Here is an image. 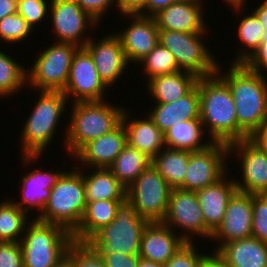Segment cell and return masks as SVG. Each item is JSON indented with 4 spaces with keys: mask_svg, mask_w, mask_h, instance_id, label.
Segmentation results:
<instances>
[{
    "mask_svg": "<svg viewBox=\"0 0 267 267\" xmlns=\"http://www.w3.org/2000/svg\"><path fill=\"white\" fill-rule=\"evenodd\" d=\"M253 13L258 17V20L264 28L262 41H267V0L258 4V7L254 8Z\"/></svg>",
    "mask_w": 267,
    "mask_h": 267,
    "instance_id": "c3c4849f",
    "label": "cell"
},
{
    "mask_svg": "<svg viewBox=\"0 0 267 267\" xmlns=\"http://www.w3.org/2000/svg\"><path fill=\"white\" fill-rule=\"evenodd\" d=\"M225 1L228 6L232 7L235 12L242 13L243 7L245 6L247 0H222ZM241 11V12H240Z\"/></svg>",
    "mask_w": 267,
    "mask_h": 267,
    "instance_id": "f5cc1de1",
    "label": "cell"
},
{
    "mask_svg": "<svg viewBox=\"0 0 267 267\" xmlns=\"http://www.w3.org/2000/svg\"><path fill=\"white\" fill-rule=\"evenodd\" d=\"M229 176L226 173L215 183L196 191L205 224L212 232L222 223L229 199L237 190L234 178Z\"/></svg>",
    "mask_w": 267,
    "mask_h": 267,
    "instance_id": "603a6c76",
    "label": "cell"
},
{
    "mask_svg": "<svg viewBox=\"0 0 267 267\" xmlns=\"http://www.w3.org/2000/svg\"><path fill=\"white\" fill-rule=\"evenodd\" d=\"M203 267H231L217 252L206 253Z\"/></svg>",
    "mask_w": 267,
    "mask_h": 267,
    "instance_id": "f907efd6",
    "label": "cell"
},
{
    "mask_svg": "<svg viewBox=\"0 0 267 267\" xmlns=\"http://www.w3.org/2000/svg\"><path fill=\"white\" fill-rule=\"evenodd\" d=\"M237 27L238 41L241 43L242 48H239L238 54L235 56L232 63H243L254 52L262 42V33L264 28L258 17L251 12L248 15H242Z\"/></svg>",
    "mask_w": 267,
    "mask_h": 267,
    "instance_id": "e575fe53",
    "label": "cell"
},
{
    "mask_svg": "<svg viewBox=\"0 0 267 267\" xmlns=\"http://www.w3.org/2000/svg\"><path fill=\"white\" fill-rule=\"evenodd\" d=\"M37 94L33 110L20 132V157L24 167L30 166L45 153L67 110L68 99L63 91H39Z\"/></svg>",
    "mask_w": 267,
    "mask_h": 267,
    "instance_id": "7a4b0ae2",
    "label": "cell"
},
{
    "mask_svg": "<svg viewBox=\"0 0 267 267\" xmlns=\"http://www.w3.org/2000/svg\"><path fill=\"white\" fill-rule=\"evenodd\" d=\"M252 235V194L236 190L230 197L222 223L212 233L210 240L217 241L213 251L223 244L246 239Z\"/></svg>",
    "mask_w": 267,
    "mask_h": 267,
    "instance_id": "2e32d148",
    "label": "cell"
},
{
    "mask_svg": "<svg viewBox=\"0 0 267 267\" xmlns=\"http://www.w3.org/2000/svg\"><path fill=\"white\" fill-rule=\"evenodd\" d=\"M75 167L83 175L86 201L126 199V188L108 168H91V174H87L84 168L82 170L77 164Z\"/></svg>",
    "mask_w": 267,
    "mask_h": 267,
    "instance_id": "f1b7e54d",
    "label": "cell"
},
{
    "mask_svg": "<svg viewBox=\"0 0 267 267\" xmlns=\"http://www.w3.org/2000/svg\"><path fill=\"white\" fill-rule=\"evenodd\" d=\"M202 121L200 119H191L180 122L172 126L166 133V147L180 149L186 151H198L205 149L212 141L207 139V142L202 141L205 135ZM204 137V138H203Z\"/></svg>",
    "mask_w": 267,
    "mask_h": 267,
    "instance_id": "f546056e",
    "label": "cell"
},
{
    "mask_svg": "<svg viewBox=\"0 0 267 267\" xmlns=\"http://www.w3.org/2000/svg\"><path fill=\"white\" fill-rule=\"evenodd\" d=\"M172 3H174V0H148L147 4L137 14L153 17Z\"/></svg>",
    "mask_w": 267,
    "mask_h": 267,
    "instance_id": "7dc6e473",
    "label": "cell"
},
{
    "mask_svg": "<svg viewBox=\"0 0 267 267\" xmlns=\"http://www.w3.org/2000/svg\"><path fill=\"white\" fill-rule=\"evenodd\" d=\"M190 151L164 147L153 159L152 165L172 188L184 183Z\"/></svg>",
    "mask_w": 267,
    "mask_h": 267,
    "instance_id": "4dcf8cb0",
    "label": "cell"
},
{
    "mask_svg": "<svg viewBox=\"0 0 267 267\" xmlns=\"http://www.w3.org/2000/svg\"><path fill=\"white\" fill-rule=\"evenodd\" d=\"M53 267H74L72 259L66 254Z\"/></svg>",
    "mask_w": 267,
    "mask_h": 267,
    "instance_id": "db71d44e",
    "label": "cell"
},
{
    "mask_svg": "<svg viewBox=\"0 0 267 267\" xmlns=\"http://www.w3.org/2000/svg\"><path fill=\"white\" fill-rule=\"evenodd\" d=\"M127 144L126 132L121 123L112 132L105 134L85 144L72 158H75L79 167L109 168L116 157Z\"/></svg>",
    "mask_w": 267,
    "mask_h": 267,
    "instance_id": "ffe728a7",
    "label": "cell"
},
{
    "mask_svg": "<svg viewBox=\"0 0 267 267\" xmlns=\"http://www.w3.org/2000/svg\"><path fill=\"white\" fill-rule=\"evenodd\" d=\"M123 201H87L81 222L72 233L73 240L87 242L102 227L109 225L115 219L117 208Z\"/></svg>",
    "mask_w": 267,
    "mask_h": 267,
    "instance_id": "83f0119b",
    "label": "cell"
},
{
    "mask_svg": "<svg viewBox=\"0 0 267 267\" xmlns=\"http://www.w3.org/2000/svg\"><path fill=\"white\" fill-rule=\"evenodd\" d=\"M49 0H18L17 13L20 14L34 31V27L49 15Z\"/></svg>",
    "mask_w": 267,
    "mask_h": 267,
    "instance_id": "ab89813d",
    "label": "cell"
},
{
    "mask_svg": "<svg viewBox=\"0 0 267 267\" xmlns=\"http://www.w3.org/2000/svg\"><path fill=\"white\" fill-rule=\"evenodd\" d=\"M200 120L212 142L237 141L236 107L228 84L217 74L198 78Z\"/></svg>",
    "mask_w": 267,
    "mask_h": 267,
    "instance_id": "3957f363",
    "label": "cell"
},
{
    "mask_svg": "<svg viewBox=\"0 0 267 267\" xmlns=\"http://www.w3.org/2000/svg\"><path fill=\"white\" fill-rule=\"evenodd\" d=\"M229 156L240 160L242 180L235 179L237 190L249 194H267V153L250 138L228 144Z\"/></svg>",
    "mask_w": 267,
    "mask_h": 267,
    "instance_id": "9a60e30c",
    "label": "cell"
},
{
    "mask_svg": "<svg viewBox=\"0 0 267 267\" xmlns=\"http://www.w3.org/2000/svg\"><path fill=\"white\" fill-rule=\"evenodd\" d=\"M204 0H174V2H203Z\"/></svg>",
    "mask_w": 267,
    "mask_h": 267,
    "instance_id": "9f6ffc18",
    "label": "cell"
},
{
    "mask_svg": "<svg viewBox=\"0 0 267 267\" xmlns=\"http://www.w3.org/2000/svg\"><path fill=\"white\" fill-rule=\"evenodd\" d=\"M250 139L267 153V122H265Z\"/></svg>",
    "mask_w": 267,
    "mask_h": 267,
    "instance_id": "681fc988",
    "label": "cell"
},
{
    "mask_svg": "<svg viewBox=\"0 0 267 267\" xmlns=\"http://www.w3.org/2000/svg\"><path fill=\"white\" fill-rule=\"evenodd\" d=\"M49 17L56 42L72 43L84 47L91 36L87 30H95L100 24L84 11L75 0H50ZM97 26V27H96ZM94 28V29H93ZM87 36H86V35Z\"/></svg>",
    "mask_w": 267,
    "mask_h": 267,
    "instance_id": "7c38bea8",
    "label": "cell"
},
{
    "mask_svg": "<svg viewBox=\"0 0 267 267\" xmlns=\"http://www.w3.org/2000/svg\"><path fill=\"white\" fill-rule=\"evenodd\" d=\"M18 0H0V20L17 12Z\"/></svg>",
    "mask_w": 267,
    "mask_h": 267,
    "instance_id": "816d5d0a",
    "label": "cell"
},
{
    "mask_svg": "<svg viewBox=\"0 0 267 267\" xmlns=\"http://www.w3.org/2000/svg\"><path fill=\"white\" fill-rule=\"evenodd\" d=\"M32 31L25 19L17 12L0 20V41L7 45L27 40Z\"/></svg>",
    "mask_w": 267,
    "mask_h": 267,
    "instance_id": "8d00e7d4",
    "label": "cell"
},
{
    "mask_svg": "<svg viewBox=\"0 0 267 267\" xmlns=\"http://www.w3.org/2000/svg\"><path fill=\"white\" fill-rule=\"evenodd\" d=\"M184 243L178 232L162 222H151L143 230L139 256L164 265Z\"/></svg>",
    "mask_w": 267,
    "mask_h": 267,
    "instance_id": "7402d4cb",
    "label": "cell"
},
{
    "mask_svg": "<svg viewBox=\"0 0 267 267\" xmlns=\"http://www.w3.org/2000/svg\"><path fill=\"white\" fill-rule=\"evenodd\" d=\"M242 64L253 72L267 75V41H262Z\"/></svg>",
    "mask_w": 267,
    "mask_h": 267,
    "instance_id": "ee69618b",
    "label": "cell"
},
{
    "mask_svg": "<svg viewBox=\"0 0 267 267\" xmlns=\"http://www.w3.org/2000/svg\"><path fill=\"white\" fill-rule=\"evenodd\" d=\"M131 20L122 32H115L121 41L128 63L138 64L159 43L154 17L140 14H121Z\"/></svg>",
    "mask_w": 267,
    "mask_h": 267,
    "instance_id": "ac0fdd59",
    "label": "cell"
},
{
    "mask_svg": "<svg viewBox=\"0 0 267 267\" xmlns=\"http://www.w3.org/2000/svg\"><path fill=\"white\" fill-rule=\"evenodd\" d=\"M81 8L90 14L97 22H102L106 11L114 4L117 8V0H75ZM112 5V6H111Z\"/></svg>",
    "mask_w": 267,
    "mask_h": 267,
    "instance_id": "7bdbcfd3",
    "label": "cell"
},
{
    "mask_svg": "<svg viewBox=\"0 0 267 267\" xmlns=\"http://www.w3.org/2000/svg\"><path fill=\"white\" fill-rule=\"evenodd\" d=\"M172 187L151 164L126 189V199L149 223L162 222L166 216Z\"/></svg>",
    "mask_w": 267,
    "mask_h": 267,
    "instance_id": "30bf717a",
    "label": "cell"
},
{
    "mask_svg": "<svg viewBox=\"0 0 267 267\" xmlns=\"http://www.w3.org/2000/svg\"><path fill=\"white\" fill-rule=\"evenodd\" d=\"M197 80L194 74L185 71L158 75L147 81L146 91L153 97L155 104L171 103L186 95Z\"/></svg>",
    "mask_w": 267,
    "mask_h": 267,
    "instance_id": "4316f807",
    "label": "cell"
},
{
    "mask_svg": "<svg viewBox=\"0 0 267 267\" xmlns=\"http://www.w3.org/2000/svg\"><path fill=\"white\" fill-rule=\"evenodd\" d=\"M148 0H117V9L121 14H137Z\"/></svg>",
    "mask_w": 267,
    "mask_h": 267,
    "instance_id": "bcb514c9",
    "label": "cell"
},
{
    "mask_svg": "<svg viewBox=\"0 0 267 267\" xmlns=\"http://www.w3.org/2000/svg\"><path fill=\"white\" fill-rule=\"evenodd\" d=\"M162 223L173 231L181 230L178 235L185 242H193V235L211 239L213 233L205 224L196 191L172 188L167 213Z\"/></svg>",
    "mask_w": 267,
    "mask_h": 267,
    "instance_id": "8fae6325",
    "label": "cell"
},
{
    "mask_svg": "<svg viewBox=\"0 0 267 267\" xmlns=\"http://www.w3.org/2000/svg\"><path fill=\"white\" fill-rule=\"evenodd\" d=\"M66 254L72 259L74 267H106L101 254L88 242L73 240Z\"/></svg>",
    "mask_w": 267,
    "mask_h": 267,
    "instance_id": "74e56055",
    "label": "cell"
},
{
    "mask_svg": "<svg viewBox=\"0 0 267 267\" xmlns=\"http://www.w3.org/2000/svg\"><path fill=\"white\" fill-rule=\"evenodd\" d=\"M107 35V36H106ZM100 40L89 39L84 48L90 53L102 81L113 87L129 66L120 39L111 32ZM96 40V41H95ZM113 85V86H112Z\"/></svg>",
    "mask_w": 267,
    "mask_h": 267,
    "instance_id": "e0dca14e",
    "label": "cell"
},
{
    "mask_svg": "<svg viewBox=\"0 0 267 267\" xmlns=\"http://www.w3.org/2000/svg\"><path fill=\"white\" fill-rule=\"evenodd\" d=\"M148 223L125 199L117 208L115 219L87 242L98 252L139 255L142 233Z\"/></svg>",
    "mask_w": 267,
    "mask_h": 267,
    "instance_id": "52a82bcc",
    "label": "cell"
},
{
    "mask_svg": "<svg viewBox=\"0 0 267 267\" xmlns=\"http://www.w3.org/2000/svg\"><path fill=\"white\" fill-rule=\"evenodd\" d=\"M267 243V194H252V235Z\"/></svg>",
    "mask_w": 267,
    "mask_h": 267,
    "instance_id": "f35d334b",
    "label": "cell"
},
{
    "mask_svg": "<svg viewBox=\"0 0 267 267\" xmlns=\"http://www.w3.org/2000/svg\"><path fill=\"white\" fill-rule=\"evenodd\" d=\"M82 173L73 165L65 171L51 189L50 198L40 215V221L62 226L71 234L79 226L86 208Z\"/></svg>",
    "mask_w": 267,
    "mask_h": 267,
    "instance_id": "5b68a950",
    "label": "cell"
},
{
    "mask_svg": "<svg viewBox=\"0 0 267 267\" xmlns=\"http://www.w3.org/2000/svg\"><path fill=\"white\" fill-rule=\"evenodd\" d=\"M72 234L62 226L33 218L20 242L24 267H53L66 255Z\"/></svg>",
    "mask_w": 267,
    "mask_h": 267,
    "instance_id": "8992f818",
    "label": "cell"
},
{
    "mask_svg": "<svg viewBox=\"0 0 267 267\" xmlns=\"http://www.w3.org/2000/svg\"><path fill=\"white\" fill-rule=\"evenodd\" d=\"M28 216L12 199L0 201V242H21Z\"/></svg>",
    "mask_w": 267,
    "mask_h": 267,
    "instance_id": "d6a6232c",
    "label": "cell"
},
{
    "mask_svg": "<svg viewBox=\"0 0 267 267\" xmlns=\"http://www.w3.org/2000/svg\"><path fill=\"white\" fill-rule=\"evenodd\" d=\"M149 109V117L156 126L166 133L172 126L191 119H200V95L196 85L175 102L155 104Z\"/></svg>",
    "mask_w": 267,
    "mask_h": 267,
    "instance_id": "d4e9b609",
    "label": "cell"
},
{
    "mask_svg": "<svg viewBox=\"0 0 267 267\" xmlns=\"http://www.w3.org/2000/svg\"><path fill=\"white\" fill-rule=\"evenodd\" d=\"M217 74L228 84L236 107L237 141L250 138L267 122V76L247 69L242 63H230Z\"/></svg>",
    "mask_w": 267,
    "mask_h": 267,
    "instance_id": "6da1fadb",
    "label": "cell"
},
{
    "mask_svg": "<svg viewBox=\"0 0 267 267\" xmlns=\"http://www.w3.org/2000/svg\"><path fill=\"white\" fill-rule=\"evenodd\" d=\"M216 252L231 267H267V243L257 238L227 242Z\"/></svg>",
    "mask_w": 267,
    "mask_h": 267,
    "instance_id": "484cf974",
    "label": "cell"
},
{
    "mask_svg": "<svg viewBox=\"0 0 267 267\" xmlns=\"http://www.w3.org/2000/svg\"><path fill=\"white\" fill-rule=\"evenodd\" d=\"M128 110L130 109L125 108L121 121L125 128L127 144L153 159L166 147L164 133L149 115H145L144 119H131L132 112Z\"/></svg>",
    "mask_w": 267,
    "mask_h": 267,
    "instance_id": "cb8c5ba5",
    "label": "cell"
},
{
    "mask_svg": "<svg viewBox=\"0 0 267 267\" xmlns=\"http://www.w3.org/2000/svg\"><path fill=\"white\" fill-rule=\"evenodd\" d=\"M204 35L206 34L159 29L158 41L174 55L180 71L203 78L214 75L220 65L203 41Z\"/></svg>",
    "mask_w": 267,
    "mask_h": 267,
    "instance_id": "ba28073f",
    "label": "cell"
},
{
    "mask_svg": "<svg viewBox=\"0 0 267 267\" xmlns=\"http://www.w3.org/2000/svg\"><path fill=\"white\" fill-rule=\"evenodd\" d=\"M108 89L100 78L90 53L84 47H79L71 61L64 95L71 103L101 101L105 100Z\"/></svg>",
    "mask_w": 267,
    "mask_h": 267,
    "instance_id": "5bb4252c",
    "label": "cell"
},
{
    "mask_svg": "<svg viewBox=\"0 0 267 267\" xmlns=\"http://www.w3.org/2000/svg\"><path fill=\"white\" fill-rule=\"evenodd\" d=\"M106 267H138L140 256L127 255L118 252H99Z\"/></svg>",
    "mask_w": 267,
    "mask_h": 267,
    "instance_id": "f6af8a7d",
    "label": "cell"
},
{
    "mask_svg": "<svg viewBox=\"0 0 267 267\" xmlns=\"http://www.w3.org/2000/svg\"><path fill=\"white\" fill-rule=\"evenodd\" d=\"M151 163L146 154L126 144L108 169L127 189Z\"/></svg>",
    "mask_w": 267,
    "mask_h": 267,
    "instance_id": "1f68e13d",
    "label": "cell"
},
{
    "mask_svg": "<svg viewBox=\"0 0 267 267\" xmlns=\"http://www.w3.org/2000/svg\"><path fill=\"white\" fill-rule=\"evenodd\" d=\"M79 47L72 43L55 42L44 48L27 68V86L37 91H64L71 61Z\"/></svg>",
    "mask_w": 267,
    "mask_h": 267,
    "instance_id": "9c48e42d",
    "label": "cell"
},
{
    "mask_svg": "<svg viewBox=\"0 0 267 267\" xmlns=\"http://www.w3.org/2000/svg\"><path fill=\"white\" fill-rule=\"evenodd\" d=\"M138 267H164V265H162L160 263H156V262L151 261V260L140 258Z\"/></svg>",
    "mask_w": 267,
    "mask_h": 267,
    "instance_id": "11a10c76",
    "label": "cell"
},
{
    "mask_svg": "<svg viewBox=\"0 0 267 267\" xmlns=\"http://www.w3.org/2000/svg\"><path fill=\"white\" fill-rule=\"evenodd\" d=\"M123 107L105 100L72 103L63 142L68 156L73 157L88 142L116 129L122 121Z\"/></svg>",
    "mask_w": 267,
    "mask_h": 267,
    "instance_id": "277c9868",
    "label": "cell"
},
{
    "mask_svg": "<svg viewBox=\"0 0 267 267\" xmlns=\"http://www.w3.org/2000/svg\"><path fill=\"white\" fill-rule=\"evenodd\" d=\"M227 156L228 144L223 142H212L205 149L190 152L184 183L179 189L197 191L221 179L229 171Z\"/></svg>",
    "mask_w": 267,
    "mask_h": 267,
    "instance_id": "4fadbf2b",
    "label": "cell"
},
{
    "mask_svg": "<svg viewBox=\"0 0 267 267\" xmlns=\"http://www.w3.org/2000/svg\"><path fill=\"white\" fill-rule=\"evenodd\" d=\"M0 267H24L20 242H0Z\"/></svg>",
    "mask_w": 267,
    "mask_h": 267,
    "instance_id": "b9f144b4",
    "label": "cell"
},
{
    "mask_svg": "<svg viewBox=\"0 0 267 267\" xmlns=\"http://www.w3.org/2000/svg\"><path fill=\"white\" fill-rule=\"evenodd\" d=\"M195 242H185L164 267H203L206 254L196 250Z\"/></svg>",
    "mask_w": 267,
    "mask_h": 267,
    "instance_id": "60d3db41",
    "label": "cell"
},
{
    "mask_svg": "<svg viewBox=\"0 0 267 267\" xmlns=\"http://www.w3.org/2000/svg\"><path fill=\"white\" fill-rule=\"evenodd\" d=\"M203 2H174L153 17L158 29L186 33H208ZM204 15V16H203Z\"/></svg>",
    "mask_w": 267,
    "mask_h": 267,
    "instance_id": "d6986e66",
    "label": "cell"
},
{
    "mask_svg": "<svg viewBox=\"0 0 267 267\" xmlns=\"http://www.w3.org/2000/svg\"><path fill=\"white\" fill-rule=\"evenodd\" d=\"M64 172L65 170L53 172L51 169L42 171L41 168L26 172L20 179L22 196L20 200L12 201L27 214L29 210L35 209L40 215L50 198L51 189Z\"/></svg>",
    "mask_w": 267,
    "mask_h": 267,
    "instance_id": "44dd1931",
    "label": "cell"
},
{
    "mask_svg": "<svg viewBox=\"0 0 267 267\" xmlns=\"http://www.w3.org/2000/svg\"><path fill=\"white\" fill-rule=\"evenodd\" d=\"M4 52L0 50V98L13 96L27 88V68Z\"/></svg>",
    "mask_w": 267,
    "mask_h": 267,
    "instance_id": "836d02e7",
    "label": "cell"
},
{
    "mask_svg": "<svg viewBox=\"0 0 267 267\" xmlns=\"http://www.w3.org/2000/svg\"><path fill=\"white\" fill-rule=\"evenodd\" d=\"M142 65V71L147 76L146 82L158 75L172 74L180 71L174 55L159 43L144 57L138 65Z\"/></svg>",
    "mask_w": 267,
    "mask_h": 267,
    "instance_id": "d590c367",
    "label": "cell"
}]
</instances>
